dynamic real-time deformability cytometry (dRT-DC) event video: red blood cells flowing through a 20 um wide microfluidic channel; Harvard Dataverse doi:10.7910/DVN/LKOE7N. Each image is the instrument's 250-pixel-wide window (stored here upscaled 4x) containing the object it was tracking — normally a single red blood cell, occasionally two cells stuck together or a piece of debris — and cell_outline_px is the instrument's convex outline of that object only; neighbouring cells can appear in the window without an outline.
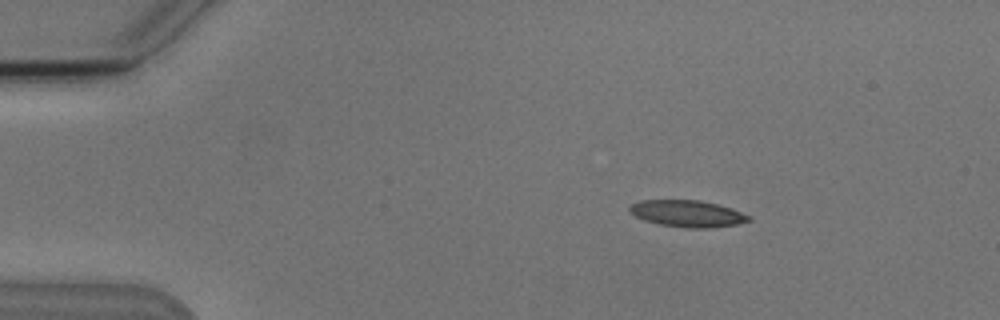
{"species": "Egyptian fruit bat (a non-hibernating species)", "species_latin": "Rousettus aegyptiacus", "temperature_condition": "cold", "stored_images_in_passage": 2, "camera_frame_rate_fps": 3000, "um_per_image_px": 0.085, "animal": {"sex": "male"}, "frame": {"image": 1, "passage_image": 1, "time_ms": 0.0, "image_size_px": [1000, 320], "cell_outline_px": [[752, 220], [736, 224], [708, 228], [684, 228], [660, 224], [644, 220], [628, 212], [628, 208], [632, 204], [640, 200], [700, 200], [732, 208], [752, 216]], "centroid_in_image_um": [58.44, 18.15], "position_along_channel_um": 26.6, "area_um2": 18.61}}